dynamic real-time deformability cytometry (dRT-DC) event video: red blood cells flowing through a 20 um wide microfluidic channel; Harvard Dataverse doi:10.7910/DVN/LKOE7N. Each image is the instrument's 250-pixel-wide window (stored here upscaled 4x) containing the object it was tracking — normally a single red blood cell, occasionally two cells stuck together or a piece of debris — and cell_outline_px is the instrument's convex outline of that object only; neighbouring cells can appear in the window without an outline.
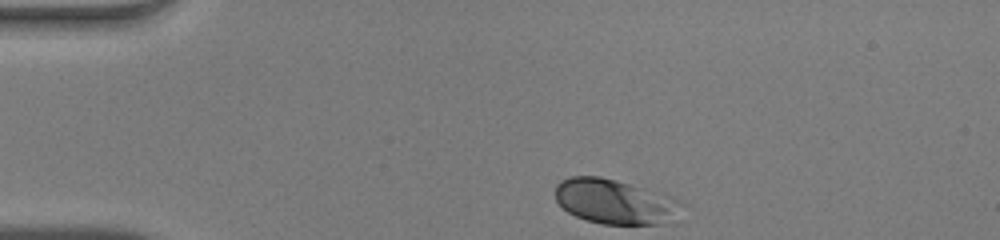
{"species": "human", "species_latin": "Homo sapiens", "temperature_condition": "warm", "stored_images_in_passage": 33, "camera_frame_rate_fps": 3000, "um_per_image_px": 0.085, "donor": {"sex": "male"}, "frame": {"image": 1, "passage_image": 1, "time_ms": 0.0, "image_size_px": [1000, 240], "cell_outline_px": [[684, 204], [668, 224], [604, 224], [588, 220], [576, 216], [568, 212], [556, 200], [556, 184], [560, 180], [572, 176], [600, 176], [616, 180], [672, 196], [680, 200]], "centroid_in_image_um": [52.28, 17.13], "position_along_channel_um": 32.7, "area_um2": 32.89}}
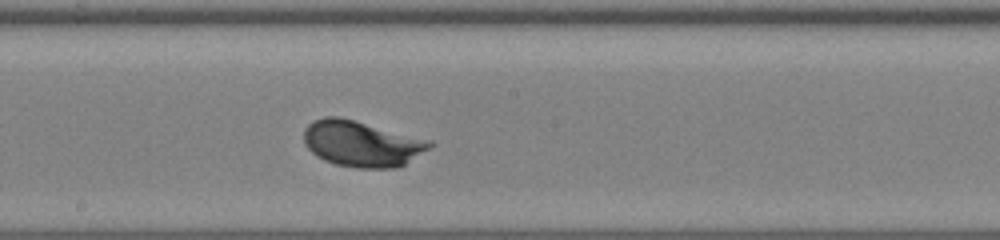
{"frame": {"image": 2, "passage_image": 19, "time_ms": 6.0, "image_size_px": [1000, 240], "cell_outline_px": [[432, 144], [428, 148], [400, 168], [356, 168], [336, 164], [324, 160], [316, 156], [304, 144], [304, 128], [312, 120], [324, 116], [340, 116], [432, 140]], "centroid_in_image_um": [30.72, 12.2], "position_along_channel_um": 217.5, "area_um2": 33.87}}
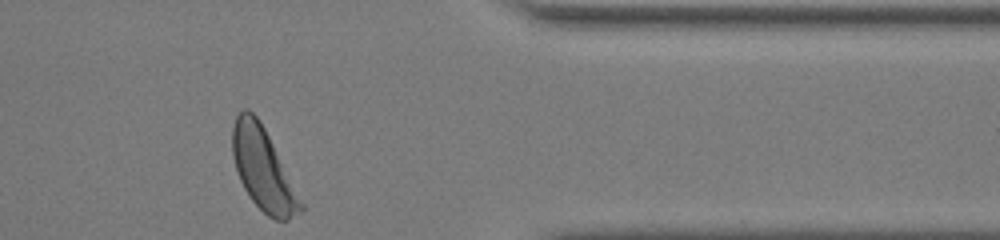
{"frame": {"image": 3, "passage_image": 33, "time_ms": 10.667, "image_size_px": [1000, 240], "cell_outline_px": [[304, 208], [300, 212], [288, 220], [276, 220], [268, 216], [252, 200], [244, 188], [240, 180], [232, 156], [232, 128], [236, 116], [244, 108], [248, 108], [260, 120], [304, 204]], "centroid_in_image_um": [22.35, 14.37], "position_along_channel_um": 389.0, "area_um2": 32.25}, "authors_computed_cell_mechanics": {"area_um2": 32.2524, "velocity_mm_per_s": 4.0347, "shape_relaxation_time_tau1_ms": 1.7272, "shape_relaxation_time_tau2_ms": null, "deformation_change_tau1": 0.1175, "deformation_change_tau2": null}}